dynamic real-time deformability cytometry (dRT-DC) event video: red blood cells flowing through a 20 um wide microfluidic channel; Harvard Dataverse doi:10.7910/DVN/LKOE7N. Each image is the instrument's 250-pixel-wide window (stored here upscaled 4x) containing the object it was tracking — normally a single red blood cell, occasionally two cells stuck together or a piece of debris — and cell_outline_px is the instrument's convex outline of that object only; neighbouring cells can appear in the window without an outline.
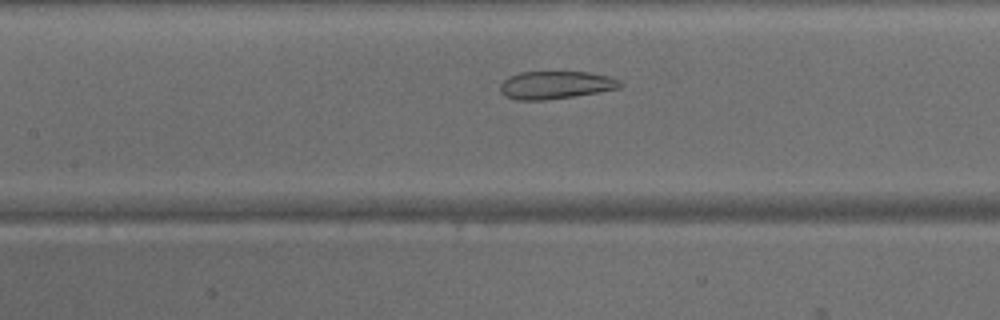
{"species": "common noctule bat (a hibernating species)", "species_latin": "Nyctalus noctula", "temperature_condition": "warm", "stored_images_in_passage": 38, "camera_frame_rate_fps": 3000, "um_per_image_px": 0.085, "animal": {"sex": "male", "body_mass_g": 15.6}, "frame": {"image": 1, "passage_image": 13, "time_ms": 4.0, "image_size_px": [1000, 320], "cell_outline_px": [[624, 84], [620, 88], [572, 96], [544, 100], [516, 100], [504, 96], [500, 92], [500, 84], [508, 76], [520, 72], [592, 72], [612, 76], [620, 80]], "centroid_in_image_um": [47.24, 7.21], "position_along_channel_um": 160.2, "area_um2": 19.59}}
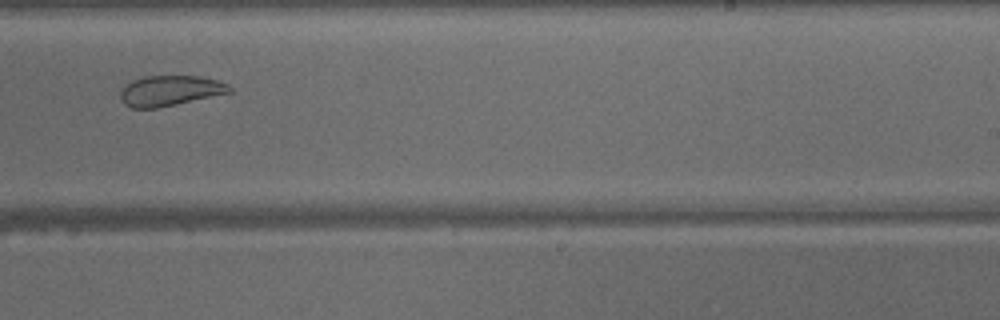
{"frame": {"image": 2, "passage_image": 21, "time_ms": 6.667, "image_size_px": [1000, 320], "cell_outline_px": [[232, 92], [176, 104], [156, 108], [132, 108], [124, 104], [120, 100], [120, 92], [132, 80], [144, 76], [196, 76], [216, 80], [228, 84], [232, 88]], "centroid_in_image_um": [14.44, 7.71], "position_along_channel_um": 274.6, "area_um2": 19.13}}
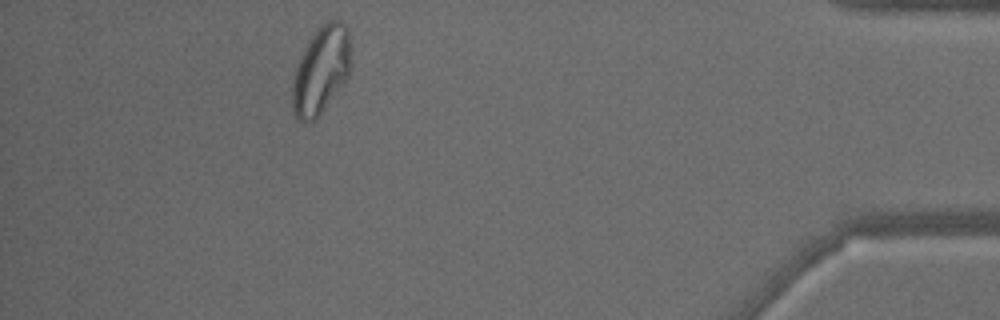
{"frame": {"image": 3, "passage_image": 34, "time_ms": 11.0, "image_size_px": [1000, 320], "cell_outline_px": [[348, 76], [316, 120], [300, 120], [296, 116], [292, 108], [292, 84], [296, 68], [300, 56], [308, 40], [316, 28], [320, 24], [328, 20], [340, 20], [348, 28]], "centroid_in_image_um": [27.25, 5.93], "position_along_channel_um": 408.0, "area_um2": 29.3}}